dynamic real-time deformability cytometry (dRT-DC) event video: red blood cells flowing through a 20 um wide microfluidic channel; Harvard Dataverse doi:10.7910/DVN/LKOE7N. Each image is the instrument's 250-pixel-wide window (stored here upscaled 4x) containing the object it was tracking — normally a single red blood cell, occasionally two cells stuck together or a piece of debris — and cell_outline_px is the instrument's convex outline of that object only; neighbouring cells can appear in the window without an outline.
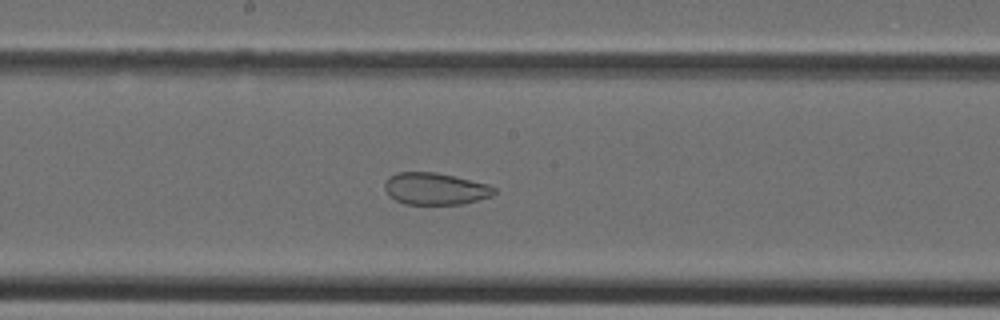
{"species": "Egyptian fruit bat (a non-hibernating species)", "species_latin": "Rousettus aegyptiacus", "temperature_condition": "cold", "stored_images_in_passage": 37, "camera_frame_rate_fps": 3000, "um_per_image_px": 0.085, "animal": {"sex": "female"}, "frame": {"image": 1, "passage_image": 19, "time_ms": 6.0, "image_size_px": [1000, 320], "cell_outline_px": [[496, 192], [492, 196], [464, 204], [404, 204], [388, 196], [384, 188], [384, 184], [388, 176], [396, 172], [436, 172], [488, 184], [496, 188]], "centroid_in_image_um": [36.98, 16.04], "position_along_channel_um": 211.2, "area_um2": 20.58}}
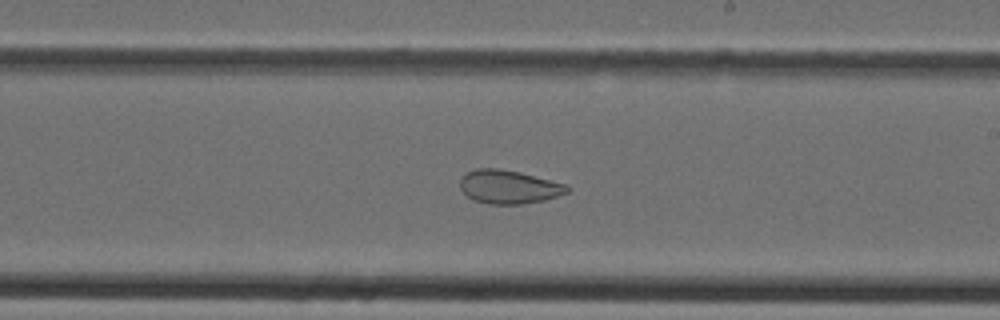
{"frame": {"image": 2, "passage_image": 21, "time_ms": 6.667, "image_size_px": [1000, 320], "cell_outline_px": [[572, 188], [568, 192], [544, 200], [524, 204], [488, 204], [472, 200], [460, 188], [460, 180], [468, 172], [476, 168], [500, 168], [520, 172], [568, 184]], "centroid_in_image_um": [43.28, 15.88], "position_along_channel_um": 245.7, "area_um2": 21.1}}
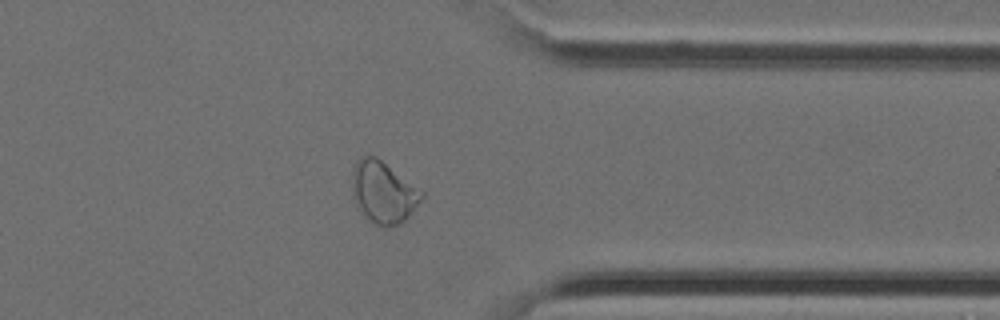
{"frame": {"image": 3, "passage_image": 29, "time_ms": 9.333, "image_size_px": [1000, 320], "cell_outline_px": [[424, 196], [408, 216], [400, 224], [372, 224], [356, 208], [352, 196], [352, 176], [356, 160], [360, 156], [376, 156], [424, 192]], "centroid_in_image_um": [32.54, 16.32], "position_along_channel_um": 378.9, "area_um2": 24.85}}